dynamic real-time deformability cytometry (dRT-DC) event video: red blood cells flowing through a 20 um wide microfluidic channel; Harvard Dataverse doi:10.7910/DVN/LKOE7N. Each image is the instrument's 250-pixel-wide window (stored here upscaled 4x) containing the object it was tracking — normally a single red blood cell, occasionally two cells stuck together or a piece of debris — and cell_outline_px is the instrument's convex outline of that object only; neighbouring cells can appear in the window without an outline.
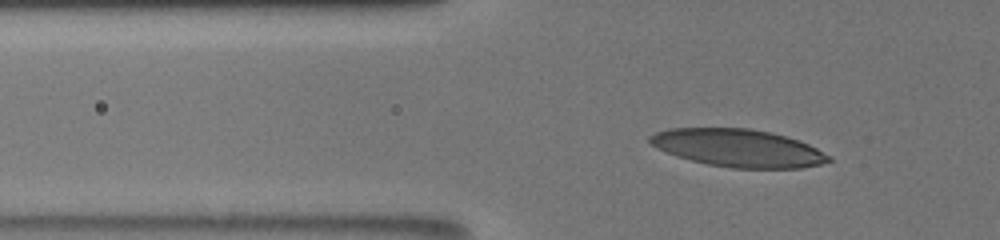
{"species": "human", "species_latin": "Homo sapiens", "temperature_condition": "room temperature", "stored_images_in_passage": 48, "camera_frame_rate_fps": 3000, "um_per_image_px": 0.085, "donor": {"sex": "male"}, "frame": {"image": 1, "passage_image": 13, "time_ms": 4.0, "image_size_px": [1000, 240], "cell_outline_px": [[832, 160], [820, 164], [800, 168], [732, 168], [708, 164], [676, 156], [656, 148], [648, 140], [648, 136], [656, 132], [668, 128], [748, 128], [772, 132], [800, 140], [832, 156]], "centroid_in_image_um": [62.74, 12.57], "position_along_channel_um": 63.1, "area_um2": 39.36}}
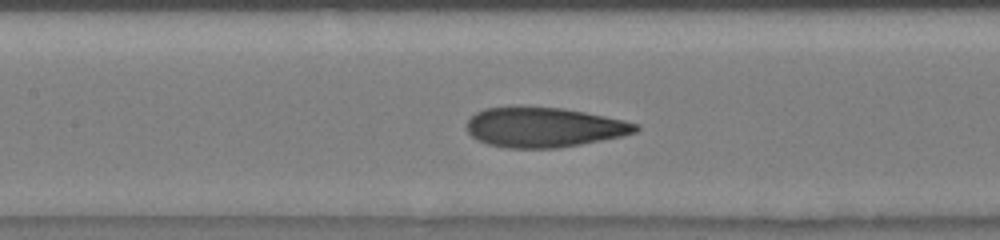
{"frame": {"image": 2, "passage_image": 22, "time_ms": 7.0, "image_size_px": [1000, 240], "cell_outline_px": [[640, 128], [636, 132], [620, 136], [580, 144], [556, 148], [508, 148], [488, 144], [472, 136], [468, 132], [468, 120], [476, 112], [484, 108], [564, 108], [624, 120], [640, 124]], "centroid_in_image_um": [46.27, 10.83], "position_along_channel_um": 161.1, "area_um2": 38.49}}
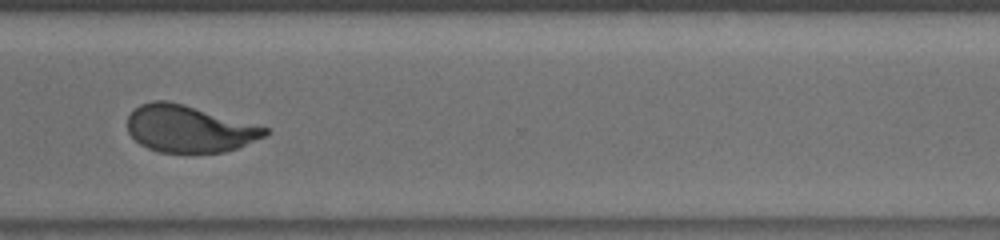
{"frame": {"image": 3, "passage_image": 37, "time_ms": 12.0, "image_size_px": [1000, 240], "cell_outline_px": [[272, 132], [268, 136], [236, 148], [224, 152], [160, 152], [148, 148], [140, 144], [128, 132], [128, 116], [140, 104], [152, 100], [168, 100], [184, 104], [268, 128]], "centroid_in_image_um": [16.09, 10.94], "position_along_channel_um": 354.5, "area_um2": 37.51}, "authors_computed_cell_mechanics": {"area_um2": 38.6104, "velocity_mm_per_s": 3.8743, "shape_relaxation_time_tau1_ms": 5.7964, "shape_relaxation_time_tau2_ms": 0.859, "deformation_change_tau1": 0.2295, "deformation_change_tau2": 0.074}}